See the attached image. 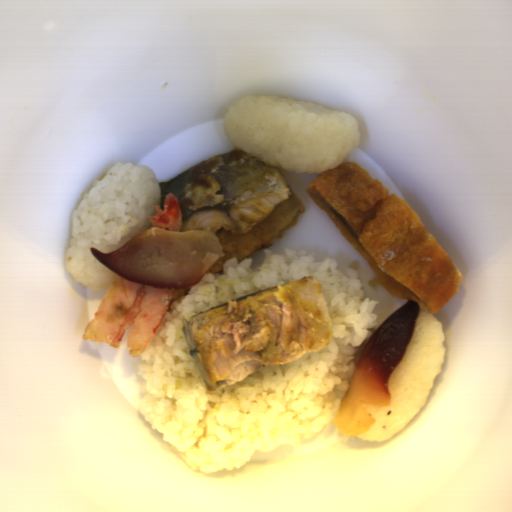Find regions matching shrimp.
Returning a JSON list of instances; mask_svg holds the SVG:
<instances>
[{
	"instance_id": "fd3e3c34",
	"label": "shrimp",
	"mask_w": 512,
	"mask_h": 512,
	"mask_svg": "<svg viewBox=\"0 0 512 512\" xmlns=\"http://www.w3.org/2000/svg\"><path fill=\"white\" fill-rule=\"evenodd\" d=\"M156 214L150 215L151 228H163L169 231L182 232L183 219L177 197L168 192L164 199L163 209L155 207Z\"/></svg>"
},
{
	"instance_id": "a79e029a",
	"label": "shrimp",
	"mask_w": 512,
	"mask_h": 512,
	"mask_svg": "<svg viewBox=\"0 0 512 512\" xmlns=\"http://www.w3.org/2000/svg\"><path fill=\"white\" fill-rule=\"evenodd\" d=\"M184 289H160L117 276L87 324L83 341L107 343L120 348L126 340L128 356H140L155 338L172 302Z\"/></svg>"
}]
</instances>
